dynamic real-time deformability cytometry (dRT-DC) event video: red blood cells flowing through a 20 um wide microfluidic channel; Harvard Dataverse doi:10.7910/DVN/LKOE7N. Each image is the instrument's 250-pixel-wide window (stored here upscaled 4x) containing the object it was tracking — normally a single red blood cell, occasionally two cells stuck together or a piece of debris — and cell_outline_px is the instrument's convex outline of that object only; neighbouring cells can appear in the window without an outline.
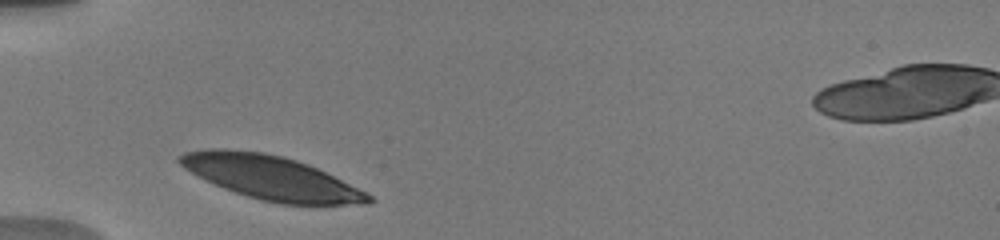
{"species": "human", "species_latin": "Homo sapiens", "temperature_condition": "warm", "stored_images_in_passage": 8, "camera_frame_rate_fps": 3000, "um_per_image_px": 0.085, "donor": {"sex": "male"}, "frame": {"image": 1, "passage_image": 1, "time_ms": 0.0, "image_size_px": [1000, 240], "cell_outline_px": [[376, 200], [368, 204], [280, 204], [260, 200], [224, 188], [184, 168], [176, 160], [176, 156], [184, 152], [208, 148], [228, 148], [264, 152], [284, 156], [308, 164], [372, 196]], "centroid_in_image_um": [22.99, 15.08], "position_along_channel_um": 62.0, "area_um2": 47.69}}
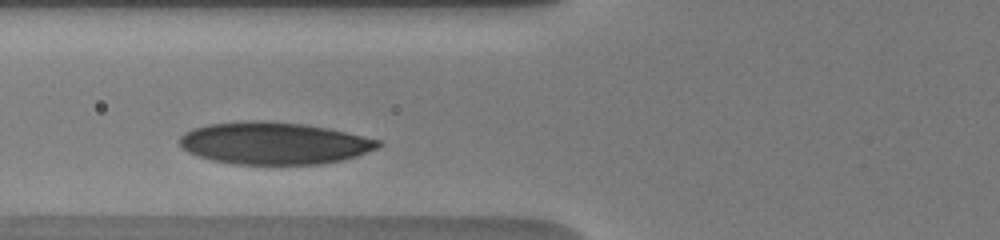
{"frame": {"image": 2, "passage_image": 3, "time_ms": 1.333, "image_size_px": [1000, 240], "cell_outline_px": [[380, 144], [376, 148], [356, 156], [344, 160], [320, 164], [236, 164], [212, 160], [188, 152], [180, 144], [180, 136], [184, 132], [192, 128], [208, 124], [252, 120], [260, 120], [304, 124], [328, 128], [380, 140]], "centroid_in_image_um": [23.27, 12.17], "position_along_channel_um": 102.5, "area_um2": 48.55}}
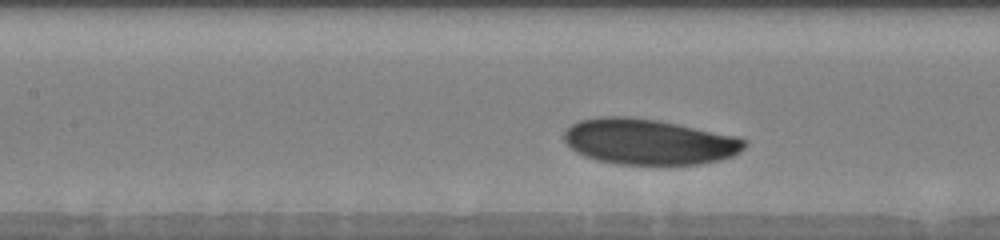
{"frame": {"image": 3, "passage_image": 6, "time_ms": 2.667, "image_size_px": [1000, 240], "cell_outline_px": [[744, 148], [740, 152], [732, 156], [720, 160], [700, 164], [616, 164], [596, 160], [584, 156], [576, 152], [564, 140], [564, 132], [572, 124], [580, 120], [600, 116], [628, 116], [660, 120], [736, 136], [744, 140]], "centroid_in_image_um": [55.13, 12.04], "position_along_channel_um": 152.3, "area_um2": 48.03}}